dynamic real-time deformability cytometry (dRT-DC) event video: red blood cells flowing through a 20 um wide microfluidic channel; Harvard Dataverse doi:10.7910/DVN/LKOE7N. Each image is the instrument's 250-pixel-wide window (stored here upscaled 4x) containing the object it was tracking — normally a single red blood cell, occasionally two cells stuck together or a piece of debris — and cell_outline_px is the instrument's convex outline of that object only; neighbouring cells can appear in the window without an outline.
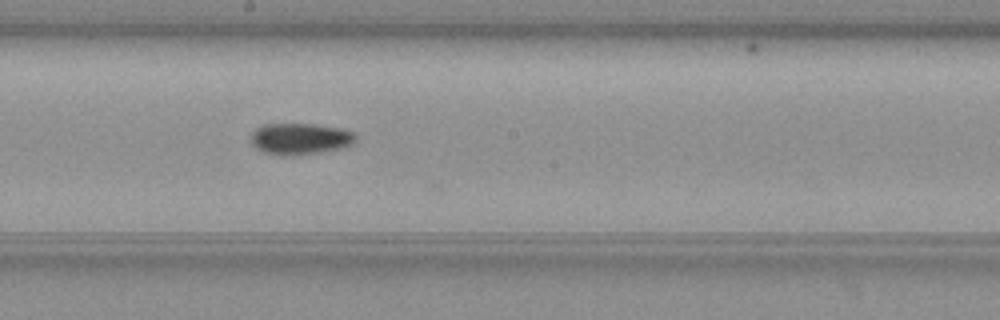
{"species": "common noctule bat (a hibernating species)", "species_latin": "Nyctalus noctula", "temperature_condition": "warm", "stored_images_in_passage": 20, "camera_frame_rate_fps": 3000, "um_per_image_px": 0.085, "animal": {"sex": "female", "body_mass_g": 19.3, "forearm_length_mm": 54.1}, "frame": {"image": 1, "passage_image": 13, "time_ms": 4.0, "image_size_px": [1000, 320], "cell_outline_px": [[356, 140], [352, 144], [340, 148], [320, 152], [292, 156], [276, 156], [264, 152], [256, 148], [252, 144], [252, 132], [256, 128], [264, 124], [316, 124], [340, 128], [352, 132], [356, 136]], "centroid_in_image_um": [25.49, 11.81], "position_along_channel_um": 222.7, "area_um2": 19.25}}
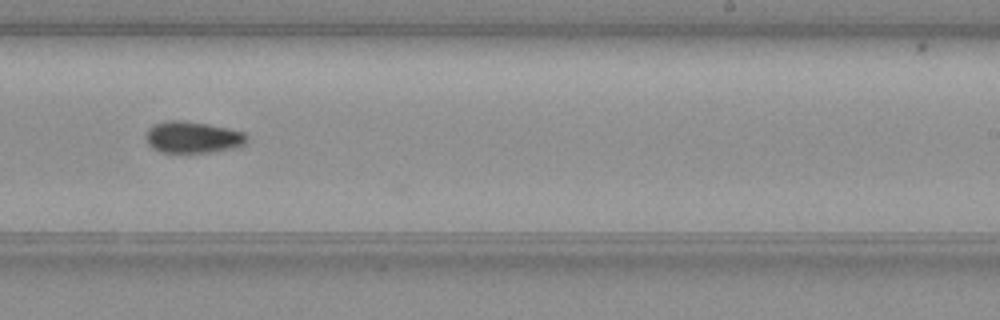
{"frame": {"image": 2, "passage_image": 17, "time_ms": 5.333, "image_size_px": [1000, 320], "cell_outline_px": [[248, 140], [244, 144], [232, 148], [212, 152], [160, 152], [152, 148], [148, 144], [144, 136], [148, 128], [152, 124], [164, 120], [184, 120], [208, 124], [244, 132], [248, 136]], "centroid_in_image_um": [16.33, 11.65], "position_along_channel_um": 272.7, "area_um2": 18.79}}